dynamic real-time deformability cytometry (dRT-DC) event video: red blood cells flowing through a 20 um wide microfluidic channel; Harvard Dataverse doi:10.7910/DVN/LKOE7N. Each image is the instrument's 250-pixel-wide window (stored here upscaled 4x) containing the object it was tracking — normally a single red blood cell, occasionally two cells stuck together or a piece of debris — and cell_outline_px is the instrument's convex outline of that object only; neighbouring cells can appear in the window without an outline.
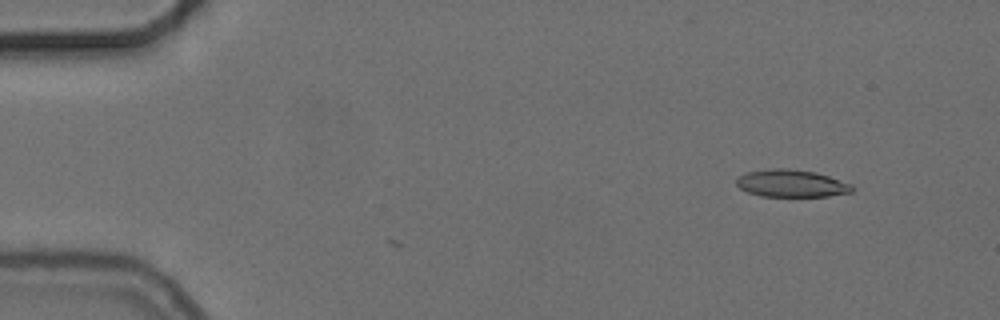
{"species": "common noctule bat (a hibernating species)", "species_latin": "Nyctalus noctula", "temperature_condition": "cold", "stored_images_in_passage": 3, "camera_frame_rate_fps": 3000, "um_per_image_px": 0.085, "animal": {"sex": "female", "body_mass_g": 24.6, "forearm_length_mm": 56.2}, "frame": {"image": 1, "passage_image": 1, "time_ms": 0.0, "image_size_px": [1000, 320], "cell_outline_px": [[852, 192], [828, 196], [760, 196], [748, 192], [740, 188], [736, 184], [736, 180], [740, 176], [748, 172], [772, 168], [788, 168], [816, 172], [852, 184]], "centroid_in_image_um": [67.27, 15.58], "position_along_channel_um": 17.7, "area_um2": 18.32}}